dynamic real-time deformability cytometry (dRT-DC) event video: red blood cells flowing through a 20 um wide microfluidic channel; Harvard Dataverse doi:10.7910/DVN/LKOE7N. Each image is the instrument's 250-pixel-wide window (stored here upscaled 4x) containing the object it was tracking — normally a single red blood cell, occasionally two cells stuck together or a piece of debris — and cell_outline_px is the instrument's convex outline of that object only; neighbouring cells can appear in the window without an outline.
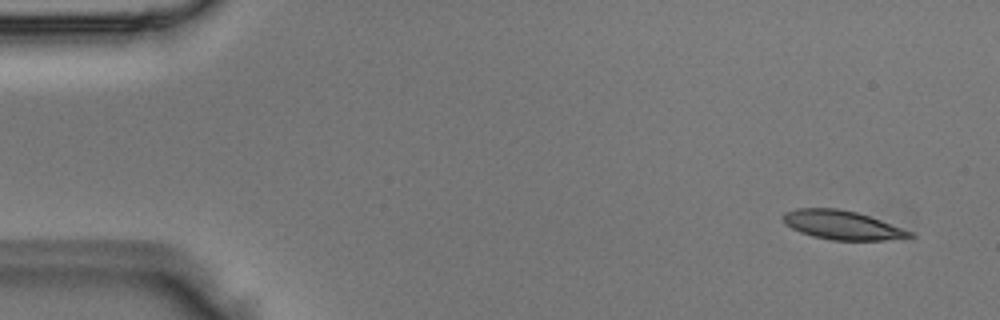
{"species": "Egyptian fruit bat (a non-hibernating species)", "species_latin": "Rousettus aegyptiacus", "temperature_condition": "room temperature", "stored_images_in_passage": 4, "camera_frame_rate_fps": 3000, "um_per_image_px": 0.085, "animal": {"sex": "male"}, "frame": {"image": 1, "passage_image": 1, "time_ms": 0.0, "image_size_px": [1000, 320], "cell_outline_px": [[916, 236], [884, 240], [832, 240], [812, 236], [800, 232], [784, 224], [784, 212], [796, 208], [840, 208], [856, 212], [880, 220], [912, 232]], "centroid_in_image_um": [71.54, 19.12], "position_along_channel_um": 13.5, "area_um2": 21.15}}
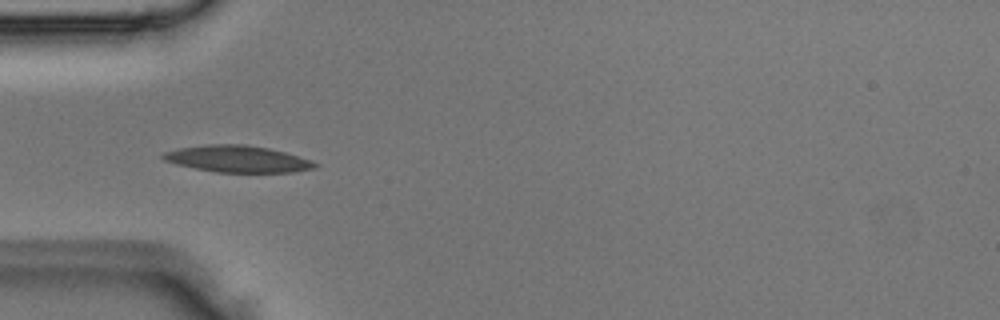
{"frame": {"image": 2, "passage_image": 4, "time_ms": 1.0, "image_size_px": [1000, 320], "cell_outline_px": [[320, 164], [316, 168], [296, 172], [216, 172], [176, 164], [164, 160], [160, 156], [164, 152], [180, 148], [208, 144], [244, 144], [268, 148], [284, 152], [312, 160]], "centroid_in_image_um": [20.23, 13.51], "position_along_channel_um": 64.8, "area_um2": 23.58}}